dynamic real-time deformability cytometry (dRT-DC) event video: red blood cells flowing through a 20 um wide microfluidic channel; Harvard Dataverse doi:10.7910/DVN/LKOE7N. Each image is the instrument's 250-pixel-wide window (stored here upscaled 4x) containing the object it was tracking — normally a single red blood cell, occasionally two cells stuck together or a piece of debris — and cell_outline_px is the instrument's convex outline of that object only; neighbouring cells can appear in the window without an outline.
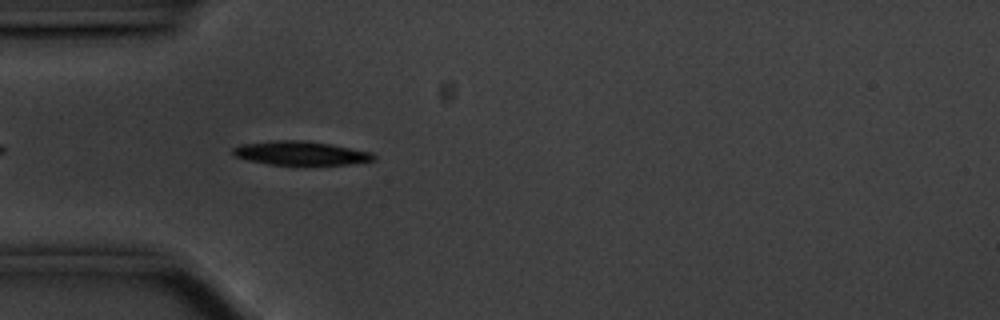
{"species": "common noctule bat (a hibernating species)", "species_latin": "Nyctalus noctula", "temperature_condition": "cold", "stored_images_in_passage": 12, "camera_frame_rate_fps": 3000, "um_per_image_px": 0.085, "animal": {"sex": "male", "body_mass_g": 20.1, "forearm_length_mm": 53.5}, "frame": {"image": 1, "passage_image": 4, "time_ms": 1.0, "image_size_px": [1000, 320], "cell_outline_px": [[376, 160], [348, 164], [268, 164], [248, 160], [236, 156], [232, 152], [232, 148], [240, 144], [276, 140], [304, 140], [332, 144], [372, 152], [376, 156]], "centroid_in_image_um": [25.57, 13.0], "position_along_channel_um": 59.4, "area_um2": 19.48}}